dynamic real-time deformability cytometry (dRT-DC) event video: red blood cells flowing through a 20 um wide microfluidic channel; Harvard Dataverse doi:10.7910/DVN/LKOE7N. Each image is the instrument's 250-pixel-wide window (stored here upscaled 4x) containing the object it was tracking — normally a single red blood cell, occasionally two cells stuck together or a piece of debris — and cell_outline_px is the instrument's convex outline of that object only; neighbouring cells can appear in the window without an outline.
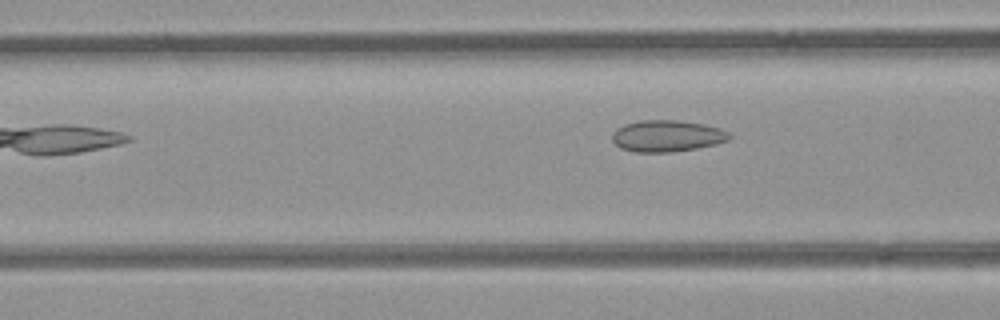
{"species": "common noctule bat (a hibernating species)", "species_latin": "Nyctalus noctula", "temperature_condition": "room temperature", "stored_images_in_passage": 6, "camera_frame_rate_fps": 3000, "um_per_image_px": 0.085, "animal": {"sex": "female", "body_mass_g": 21.9}, "frame": {"image": 1, "passage_image": 6, "time_ms": 5.667, "image_size_px": [1000, 320], "cell_outline_px": [[732, 136], [728, 140], [716, 144], [696, 148], [672, 152], [632, 152], [620, 148], [612, 140], [612, 132], [616, 128], [624, 124], [640, 120], [680, 120], [704, 124], [720, 128], [728, 132]], "centroid_in_image_um": [56.67, 11.55], "position_along_channel_um": 109.9, "area_um2": 21.73}}